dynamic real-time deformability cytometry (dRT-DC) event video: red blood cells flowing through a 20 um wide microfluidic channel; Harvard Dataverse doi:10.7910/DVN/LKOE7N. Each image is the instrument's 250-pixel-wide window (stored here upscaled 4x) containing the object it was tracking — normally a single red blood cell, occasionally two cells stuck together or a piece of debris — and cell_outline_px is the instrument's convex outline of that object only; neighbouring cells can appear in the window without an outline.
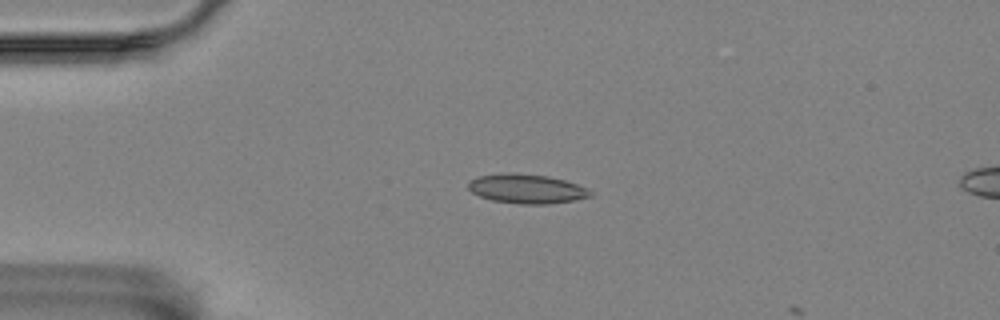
{"species": "Egyptian fruit bat (a non-hibernating species)", "species_latin": "Rousettus aegyptiacus", "temperature_condition": "room temperature", "stored_images_in_passage": 2, "camera_frame_rate_fps": 3000, "um_per_image_px": 0.085, "animal": {"sex": "female"}, "frame": {"image": 1, "passage_image": 1, "time_ms": 0.0, "image_size_px": [1000, 320], "cell_outline_px": [[592, 196], [576, 200], [544, 204], [520, 204], [492, 200], [480, 196], [472, 192], [468, 188], [468, 180], [480, 176], [548, 176], [564, 180], [576, 184], [592, 192]], "centroid_in_image_um": [44.8, 16.1], "position_along_channel_um": 40.2, "area_um2": 19.71}}